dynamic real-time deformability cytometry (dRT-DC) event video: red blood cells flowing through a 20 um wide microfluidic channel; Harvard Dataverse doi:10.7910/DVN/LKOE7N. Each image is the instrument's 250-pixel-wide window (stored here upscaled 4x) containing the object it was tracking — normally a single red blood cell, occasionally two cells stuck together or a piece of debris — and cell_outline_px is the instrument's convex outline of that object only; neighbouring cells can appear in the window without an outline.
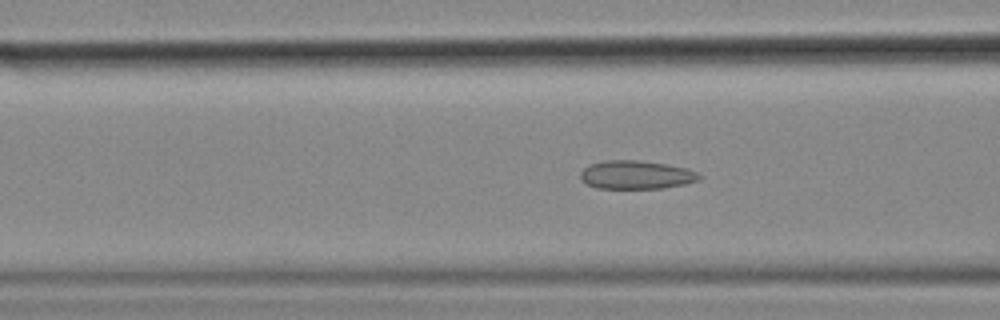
{"species": "common noctule bat (a hibernating species)", "species_latin": "Nyctalus noctula", "temperature_condition": "cold", "stored_images_in_passage": 52, "camera_frame_rate_fps": 3000, "um_per_image_px": 0.085, "animal": {"sex": "female", "body_mass_g": 18.4}, "frame": {"image": 1, "passage_image": 17, "time_ms": 5.333, "image_size_px": [1000, 320], "cell_outline_px": [[704, 176], [700, 180], [684, 184], [664, 188], [596, 188], [580, 180], [580, 172], [588, 164], [604, 160], [636, 160], [664, 164], [688, 168]], "centroid_in_image_um": [54.07, 14.86], "position_along_channel_um": 112.5, "area_um2": 19.83}}
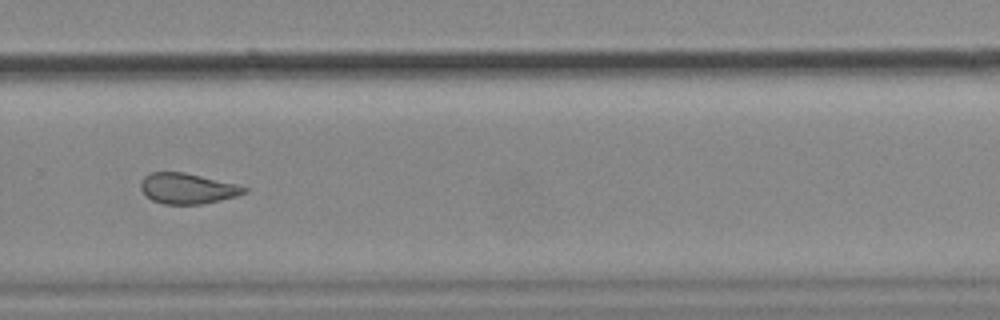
{"frame": {"image": 2, "passage_image": 34, "time_ms": 11.0, "image_size_px": [1000, 320], "cell_outline_px": [[248, 192], [236, 196], [220, 200], [200, 204], [164, 204], [152, 200], [140, 188], [140, 184], [144, 176], [152, 172], [184, 172], [248, 188]], "centroid_in_image_um": [15.9, 16.03], "position_along_channel_um": 313.9, "area_um2": 18.03}}
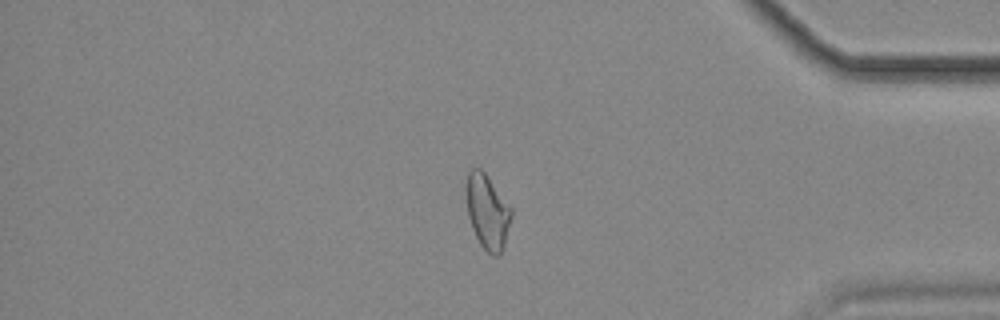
{"frame": {"image": 3, "passage_image": 43, "time_ms": 14.0, "image_size_px": [1000, 320], "cell_outline_px": [[512, 216], [504, 244], [500, 256], [492, 256], [480, 244], [472, 228], [468, 216], [468, 172], [472, 168], [480, 168], [484, 172], [512, 208]], "centroid_in_image_um": [41.46, 18.04], "position_along_channel_um": 393.7, "area_um2": 19.07}, "authors_computed_cell_mechanics": {"area_um2": 19.6809, "velocity_mm_per_s": 3.5618, "shape_relaxation_time_tau1_ms": null, "shape_relaxation_time_tau2_ms": 2.1037, "deformation_change_tau1": null, "deformation_change_tau2": 0.0878}}